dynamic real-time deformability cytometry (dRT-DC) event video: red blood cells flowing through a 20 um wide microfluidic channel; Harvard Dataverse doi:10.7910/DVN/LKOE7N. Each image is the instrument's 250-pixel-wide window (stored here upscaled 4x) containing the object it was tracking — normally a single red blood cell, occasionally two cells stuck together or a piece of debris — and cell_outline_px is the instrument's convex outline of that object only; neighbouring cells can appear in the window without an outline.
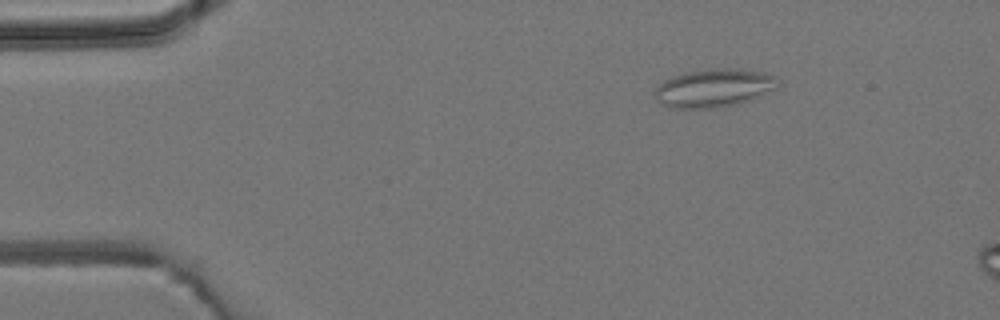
{"species": "common noctule bat (a hibernating species)", "species_latin": "Nyctalus noctula", "temperature_condition": "room temperature", "stored_images_in_passage": 5, "camera_frame_rate_fps": 3000, "um_per_image_px": 0.085, "animal": {"sex": "male", "body_mass_g": 19.2, "forearm_length_mm": 51.8}, "frame": {"image": 1, "passage_image": 2, "time_ms": 1.333, "image_size_px": [1000, 320], "cell_outline_px": [[780, 84], [776, 88], [748, 100], [716, 108], [676, 108], [660, 104], [656, 96], [656, 88], [664, 80], [672, 76], [684, 72], [708, 68], [740, 68], [764, 72], [780, 80]], "centroid_in_image_um": [60.68, 7.45], "position_along_channel_um": 24.3, "area_um2": 27.34}}